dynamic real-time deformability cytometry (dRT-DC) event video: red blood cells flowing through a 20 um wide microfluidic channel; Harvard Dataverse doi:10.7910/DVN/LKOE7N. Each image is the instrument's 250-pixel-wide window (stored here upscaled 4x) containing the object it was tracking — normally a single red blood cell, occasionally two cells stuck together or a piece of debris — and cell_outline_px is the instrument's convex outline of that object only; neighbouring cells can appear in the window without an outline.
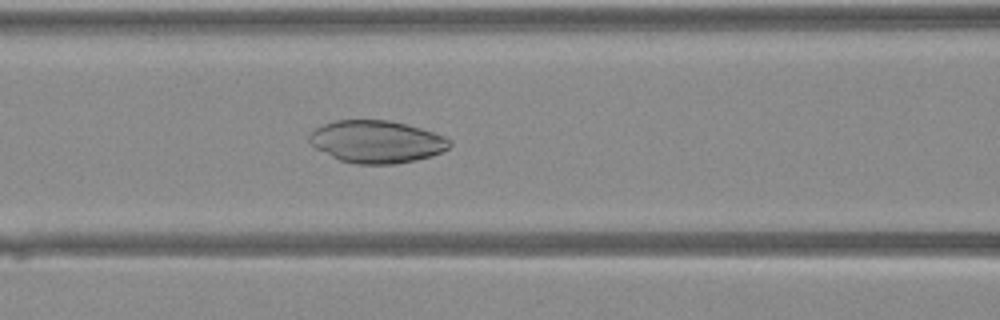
{"species": "Egyptian fruit bat (a non-hibernating species)", "species_latin": "Rousettus aegyptiacus", "temperature_condition": "warm", "stored_images_in_passage": 41, "camera_frame_rate_fps": 3000, "um_per_image_px": 0.085, "animal": {"sex": "female"}, "frame": {"image": 1, "passage_image": 18, "time_ms": 5.667, "image_size_px": [1000, 320], "cell_outline_px": [[452, 144], [448, 148], [432, 156], [416, 160], [396, 164], [356, 164], [340, 160], [316, 148], [308, 140], [308, 136], [316, 128], [324, 124], [336, 120], [388, 120], [420, 128], [444, 136], [452, 140]], "centroid_in_image_um": [32.03, 12.05], "position_along_channel_um": 134.6, "area_um2": 34.51}}
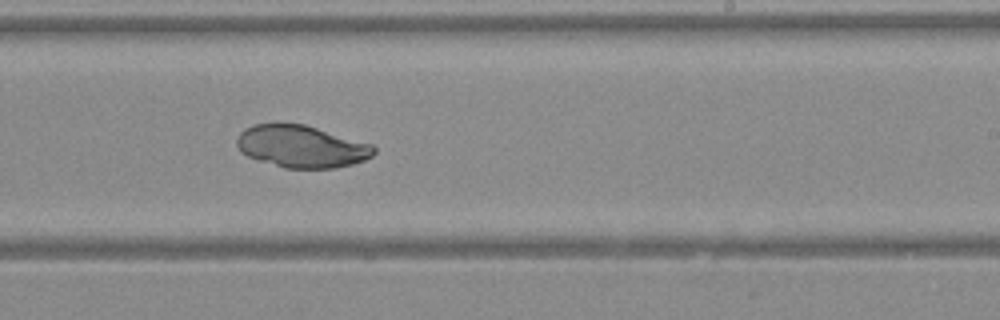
{"frame": {"image": 2, "passage_image": 26, "time_ms": 8.333, "image_size_px": [1000, 320], "cell_outline_px": [[376, 152], [372, 156], [364, 160], [352, 164], [336, 168], [284, 168], [248, 156], [240, 152], [236, 144], [236, 140], [240, 132], [244, 128], [256, 124], [276, 120], [304, 124], [372, 144], [376, 148]], "centroid_in_image_um": [25.59, 12.41], "position_along_channel_um": 263.4, "area_um2": 34.28}}
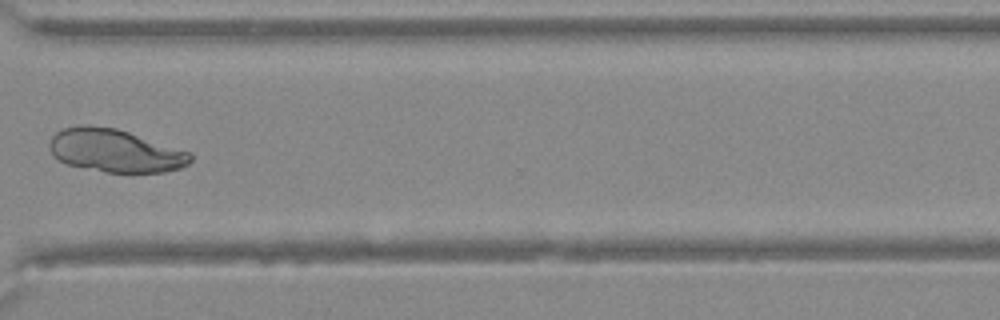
{"frame": {"image": 3, "passage_image": 32, "time_ms": 10.333, "image_size_px": [1000, 320], "cell_outline_px": [[192, 160], [184, 168], [164, 172], [104, 172], [68, 164], [52, 156], [48, 148], [48, 140], [56, 132], [64, 128], [80, 124], [88, 124], [116, 128], [192, 152]], "centroid_in_image_um": [9.78, 12.8], "position_along_channel_um": 360.8, "area_um2": 35.72}}